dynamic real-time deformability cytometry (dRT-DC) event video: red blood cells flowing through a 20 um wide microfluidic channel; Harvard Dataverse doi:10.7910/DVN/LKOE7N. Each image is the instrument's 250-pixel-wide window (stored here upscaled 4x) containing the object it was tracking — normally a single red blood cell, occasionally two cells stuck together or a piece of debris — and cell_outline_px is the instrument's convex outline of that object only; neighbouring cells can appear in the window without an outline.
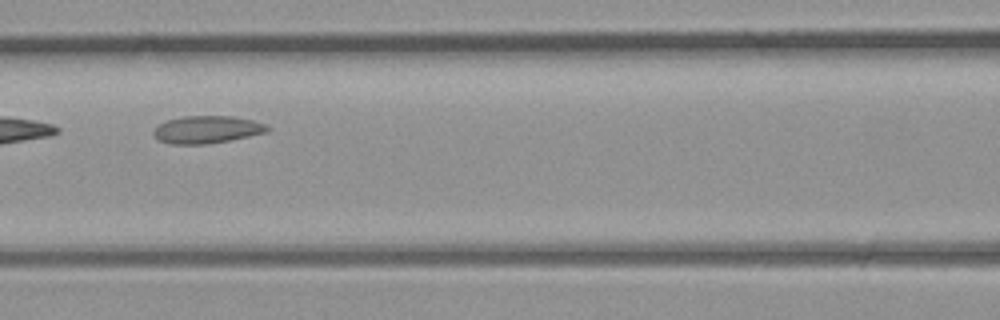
{"species": "common noctule bat (a hibernating species)", "species_latin": "Nyctalus noctula", "temperature_condition": "room temperature", "stored_images_in_passage": 24, "camera_frame_rate_fps": 3000, "um_per_image_px": 0.085, "animal": {"sex": "male", "body_mass_g": 23.1, "forearm_length_mm": 52.7}, "frame": {"image": 1, "passage_image": 5, "time_ms": 1.333, "image_size_px": [1000, 320], "cell_outline_px": [[272, 128], [268, 132], [208, 144], [168, 144], [160, 140], [152, 132], [164, 120], [184, 116], [232, 116], [252, 120], [264, 124]], "centroid_in_image_um": [17.59, 11.01], "position_along_channel_um": 149.0, "area_um2": 18.15}}
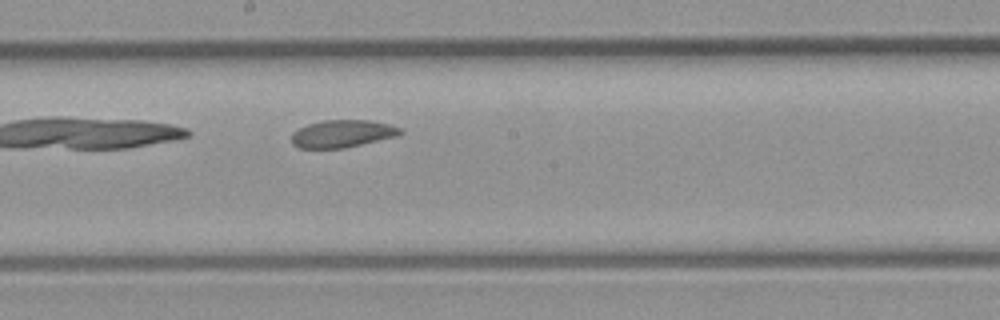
{"frame": {"image": 2, "passage_image": 9, "time_ms": 2.667, "image_size_px": [1000, 320], "cell_outline_px": [[404, 132], [400, 136], [344, 148], [300, 148], [292, 144], [292, 132], [308, 124], [324, 120], [372, 120], [388, 124], [400, 128]], "centroid_in_image_um": [29.14, 11.36], "position_along_channel_um": 219.1, "area_um2": 17.51}}
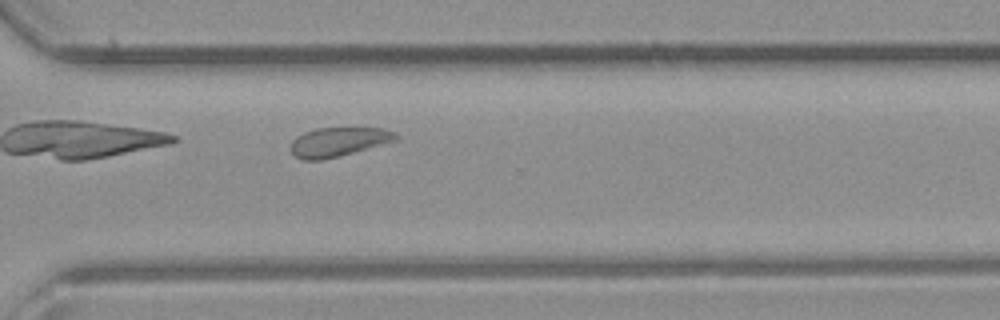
{"frame": {"image": 3, "passage_image": 16, "time_ms": 5.0, "image_size_px": [1000, 320], "cell_outline_px": [[400, 136], [396, 140], [340, 156], [320, 160], [300, 160], [288, 148], [292, 140], [296, 136], [304, 132], [316, 128], [384, 128], [396, 132]], "centroid_in_image_um": [28.73, 12.05], "position_along_channel_um": 341.9, "area_um2": 17.98}}